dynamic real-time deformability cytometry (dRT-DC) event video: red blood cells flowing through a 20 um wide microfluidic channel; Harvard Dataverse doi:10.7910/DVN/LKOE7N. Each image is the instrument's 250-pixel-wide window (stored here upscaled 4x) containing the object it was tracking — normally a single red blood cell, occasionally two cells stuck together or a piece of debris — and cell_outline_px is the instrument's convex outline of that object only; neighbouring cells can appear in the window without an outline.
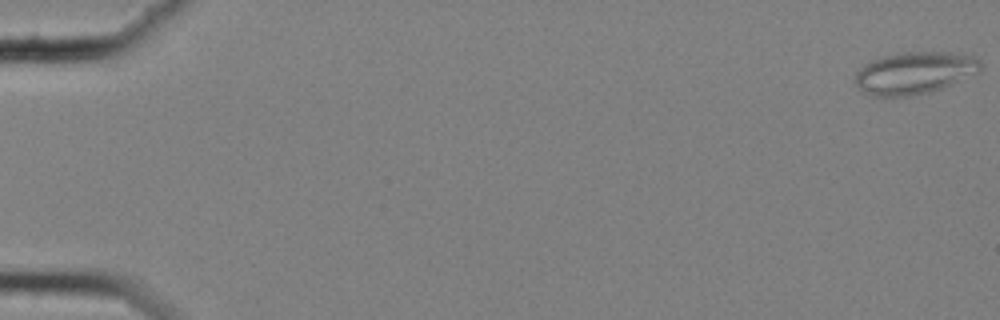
{"species": "common noctule bat (a hibernating species)", "species_latin": "Nyctalus noctula", "temperature_condition": "cold", "stored_images_in_passage": 58, "camera_frame_rate_fps": 3000, "um_per_image_px": 0.085, "animal": {"sex": "female", "body_mass_g": 25.1}, "frame": {"image": 1, "passage_image": 1, "time_ms": 0.0, "image_size_px": [1000, 320], "cell_outline_px": [[980, 72], [940, 88], [928, 92], [912, 96], [868, 96], [852, 80], [856, 72], [864, 64], [880, 56], [904, 52], [948, 52], [972, 56], [980, 60]], "centroid_in_image_um": [77.68, 6.19], "position_along_channel_um": 7.3, "area_um2": 30.81}}
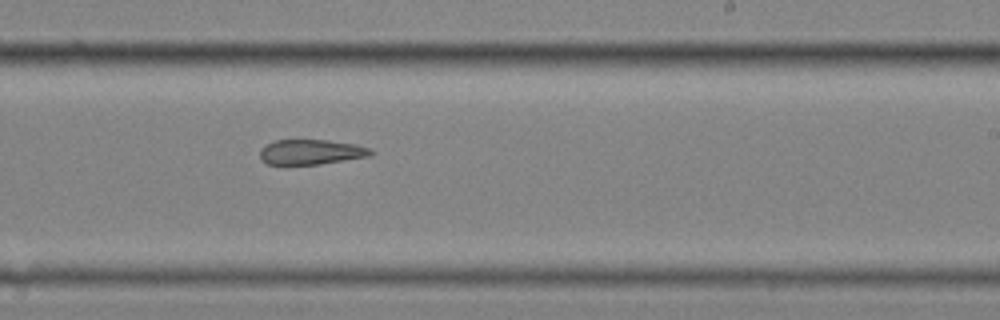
{"frame": {"image": 2, "passage_image": 37, "time_ms": 12.0, "image_size_px": [1000, 320], "cell_outline_px": [[376, 152], [372, 156], [320, 164], [268, 164], [260, 156], [260, 148], [276, 140], [328, 140], [356, 144], [372, 148]], "centroid_in_image_um": [26.54, 12.91], "position_along_channel_um": 262.5, "area_um2": 16.24}}
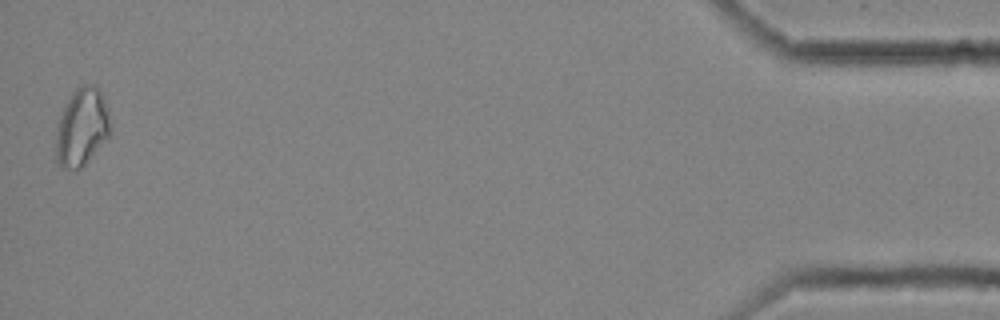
{"frame": {"image": 3, "passage_image": 58, "time_ms": 19.0, "image_size_px": [1000, 320], "cell_outline_px": [[112, 128], [108, 136], [84, 164], [80, 168], [64, 168], [56, 160], [56, 136], [60, 116], [68, 100], [76, 88], [84, 84], [96, 84], [108, 108]], "centroid_in_image_um": [6.98, 10.77], "position_along_channel_um": 428.2, "area_um2": 24.22}, "authors_computed_cell_mechanics": {"area_um2": 19.8832, "velocity_mm_per_s": 3.5419, "shape_relaxation_time_tau1_ms": null, "shape_relaxation_time_tau2_ms": 4.9224, "deformation_change_tau1": null, "deformation_change_tau2": 0.1337}}